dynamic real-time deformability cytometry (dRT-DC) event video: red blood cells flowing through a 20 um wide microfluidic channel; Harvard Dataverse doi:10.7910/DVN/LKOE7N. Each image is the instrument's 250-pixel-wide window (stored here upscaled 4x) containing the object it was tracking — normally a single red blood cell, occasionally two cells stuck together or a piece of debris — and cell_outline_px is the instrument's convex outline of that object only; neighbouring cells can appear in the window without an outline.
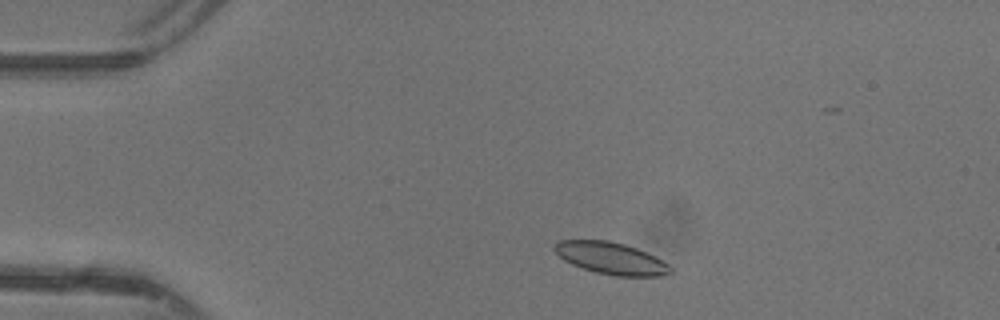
{"species": "common noctule bat (a hibernating species)", "species_latin": "Nyctalus noctula", "temperature_condition": "warm", "stored_images_in_passage": 44, "camera_frame_rate_fps": 3000, "um_per_image_px": 0.085, "animal": {"sex": "female"}, "frame": {"image": 1, "passage_image": 5, "time_ms": 1.333, "image_size_px": [1000, 320], "cell_outline_px": [[672, 272], [664, 276], [616, 276], [596, 272], [572, 264], [564, 260], [552, 248], [560, 240], [608, 240], [624, 244], [636, 248], [668, 264], [672, 268]], "centroid_in_image_um": [51.93, 21.95], "position_along_channel_um": 33.1, "area_um2": 21.27}}
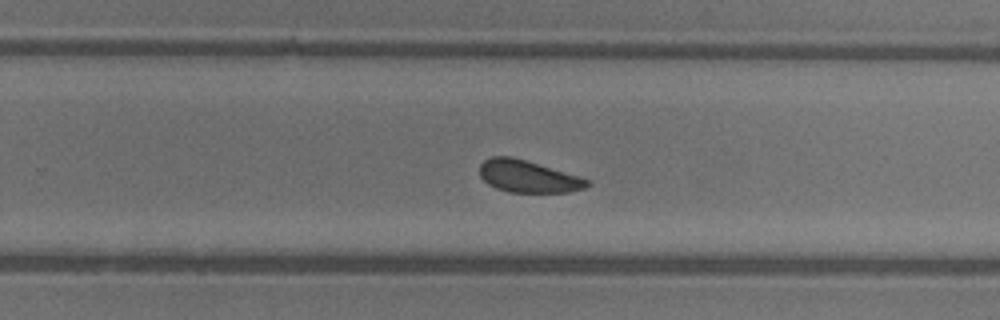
{"frame": {"image": 2, "passage_image": 26, "time_ms": 8.333, "image_size_px": [1000, 320], "cell_outline_px": [[592, 184], [584, 188], [568, 192], [508, 192], [496, 188], [488, 184], [480, 176], [480, 164], [484, 160], [492, 156], [512, 156], [580, 176], [588, 180]], "centroid_in_image_um": [44.88, 14.99], "position_along_channel_um": 284.9, "area_um2": 20.11}}
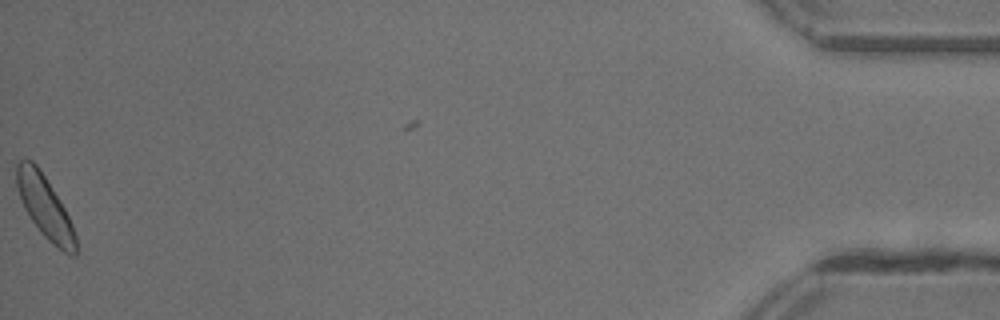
{"frame": {"image": 3, "passage_image": 43, "time_ms": 14.0, "image_size_px": [1000, 320], "cell_outline_px": [[76, 256], [68, 256], [48, 240], [44, 236], [32, 220], [24, 208], [16, 184], [16, 164], [24, 156], [32, 160], [36, 164], [60, 200], [72, 224], [76, 236]], "centroid_in_image_um": [3.81, 17.58], "position_along_channel_um": 431.4, "area_um2": 21.33}, "authors_computed_cell_mechanics": {"area_um2": 21.0103, "velocity_mm_per_s": 4.3707, "shape_relaxation_time_tau1_ms": 2.0646, "shape_relaxation_time_tau2_ms": 2.2217, "deformation_change_tau1": 0.0648, "deformation_change_tau2": 0.0713}}